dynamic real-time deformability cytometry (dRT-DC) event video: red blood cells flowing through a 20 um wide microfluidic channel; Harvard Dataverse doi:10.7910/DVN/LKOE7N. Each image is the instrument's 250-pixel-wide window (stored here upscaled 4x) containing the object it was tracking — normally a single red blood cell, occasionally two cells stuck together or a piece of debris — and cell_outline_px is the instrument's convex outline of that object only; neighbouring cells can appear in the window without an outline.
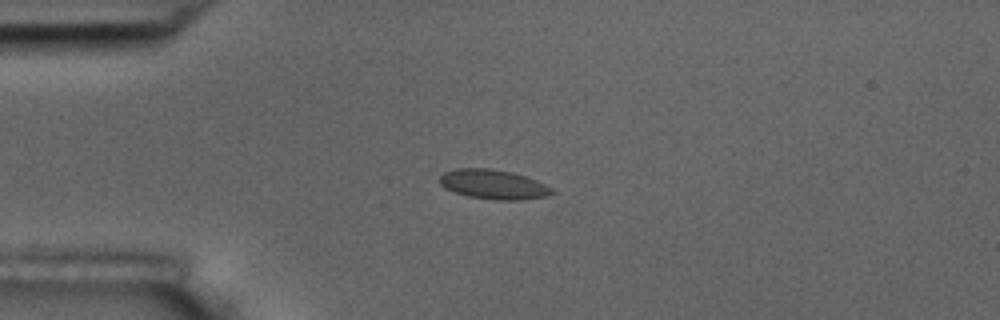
{"species": "common noctule bat (a hibernating species)", "species_latin": "Nyctalus noctula", "temperature_condition": "room temperature", "stored_images_in_passage": 9, "camera_frame_rate_fps": 3000, "um_per_image_px": 0.085, "animal": {"sex": "male", "body_mass_g": 17.5, "forearm_length_mm": 52.3}, "frame": {"image": 1, "passage_image": 4, "time_ms": 3.333, "image_size_px": [1000, 320], "cell_outline_px": [[556, 192], [544, 196], [516, 200], [496, 200], [468, 196], [444, 188], [440, 184], [440, 176], [444, 172], [456, 168], [488, 168], [512, 172], [536, 180], [552, 188]], "centroid_in_image_um": [41.91, 15.66], "position_along_channel_um": 43.1, "area_um2": 19.13}}
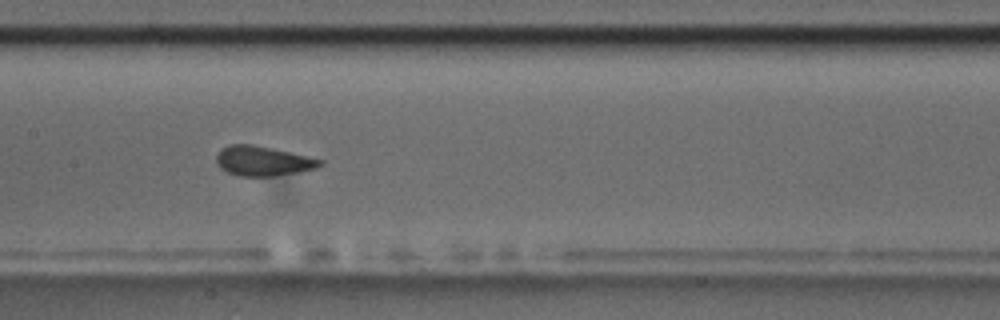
{"frame": {"image": 2, "passage_image": 8, "time_ms": 8.0, "image_size_px": [1000, 320], "cell_outline_px": [[324, 164], [316, 168], [296, 172], [272, 176], [240, 176], [228, 172], [220, 168], [216, 164], [216, 156], [220, 148], [228, 144], [252, 144], [272, 148], [324, 160]], "centroid_in_image_um": [22.31, 13.67], "position_along_channel_um": 185.1, "area_um2": 17.98}}
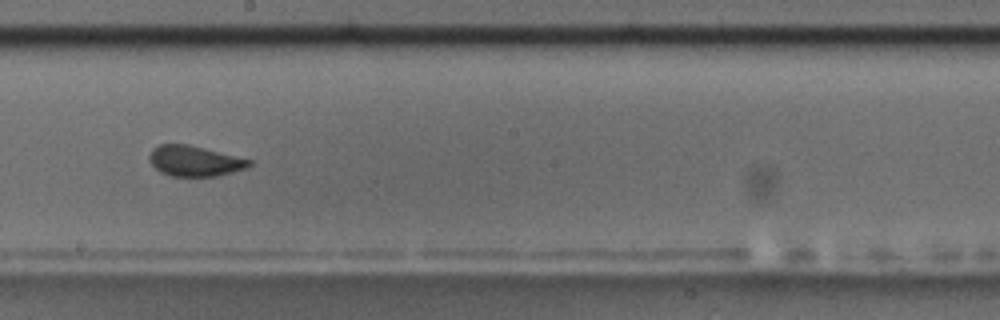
{"frame": {"image": 3, "passage_image": 9, "time_ms": 9.333, "image_size_px": [1000, 320], "cell_outline_px": [[252, 164], [248, 168], [216, 176], [168, 176], [160, 172], [148, 160], [148, 156], [152, 148], [160, 144], [188, 144], [252, 160]], "centroid_in_image_um": [16.52, 13.68], "position_along_channel_um": 231.7, "area_um2": 17.8}}